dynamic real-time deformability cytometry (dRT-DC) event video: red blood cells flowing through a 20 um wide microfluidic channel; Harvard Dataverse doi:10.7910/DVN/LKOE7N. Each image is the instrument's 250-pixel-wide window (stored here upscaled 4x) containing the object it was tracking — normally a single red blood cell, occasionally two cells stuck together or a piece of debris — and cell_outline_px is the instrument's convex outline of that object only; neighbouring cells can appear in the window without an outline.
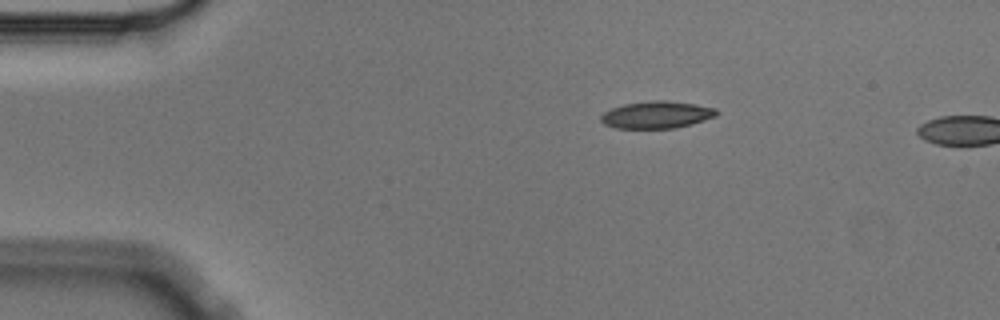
{"species": "Egyptian fruit bat (a non-hibernating species)", "species_latin": "Rousettus aegyptiacus", "temperature_condition": "cold", "stored_images_in_passage": 2, "camera_frame_rate_fps": 3000, "um_per_image_px": 0.085, "animal": {"sex": "male"}, "frame": {"image": 1, "passage_image": 1, "time_ms": 0.0, "image_size_px": [1000, 320], "cell_outline_px": [[720, 112], [716, 116], [692, 124], [676, 128], [616, 128], [604, 124], [600, 120], [600, 116], [604, 112], [612, 108], [624, 104], [648, 100], [668, 100], [696, 104], [716, 108]], "centroid_in_image_um": [55.84, 9.74], "position_along_channel_um": 29.2, "area_um2": 18.5}}